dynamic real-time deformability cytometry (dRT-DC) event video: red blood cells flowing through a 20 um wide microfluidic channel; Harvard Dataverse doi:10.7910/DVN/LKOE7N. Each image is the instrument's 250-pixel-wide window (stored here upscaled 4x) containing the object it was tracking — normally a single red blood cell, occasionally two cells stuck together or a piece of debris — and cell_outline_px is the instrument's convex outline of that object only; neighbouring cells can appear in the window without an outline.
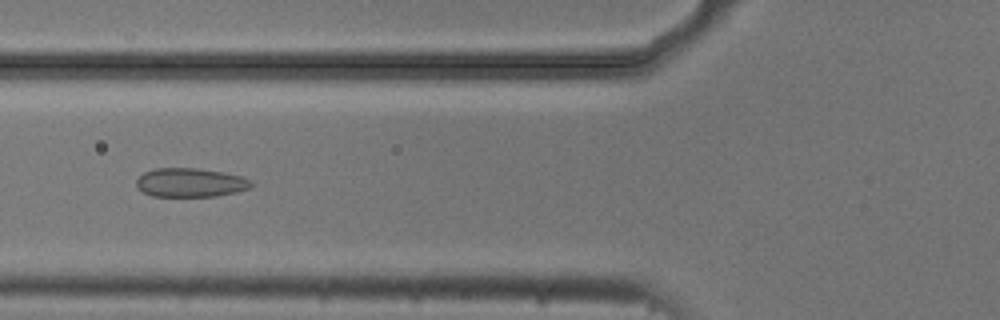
{"species": "common noctule bat (a hibernating species)", "species_latin": "Nyctalus noctula", "temperature_condition": "cold", "stored_images_in_passage": 7, "camera_frame_rate_fps": 3000, "um_per_image_px": 0.085, "animal": {"sex": "male", "body_mass_g": 20.5, "forearm_length_mm": 52.5}, "frame": {"image": 1, "passage_image": 5, "time_ms": 1.333, "image_size_px": [1000, 320], "cell_outline_px": [[252, 184], [248, 188], [236, 192], [216, 196], [152, 196], [136, 188], [136, 180], [144, 172], [152, 168], [200, 168], [224, 172], [240, 176], [252, 180]], "centroid_in_image_um": [16.15, 15.51], "position_along_channel_um": 109.6, "area_um2": 19.42}}
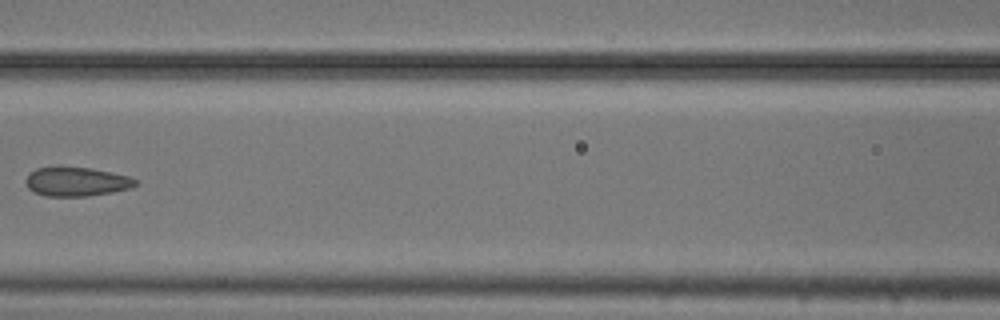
{"frame": {"image": 2, "passage_image": 6, "time_ms": 1.667, "image_size_px": [1000, 320], "cell_outline_px": [[140, 184], [132, 188], [112, 192], [88, 196], [44, 196], [32, 192], [28, 188], [24, 180], [36, 168], [88, 168], [128, 176], [136, 180]], "centroid_in_image_um": [6.51, 15.47], "position_along_channel_um": 160.1, "area_um2": 18.32}}
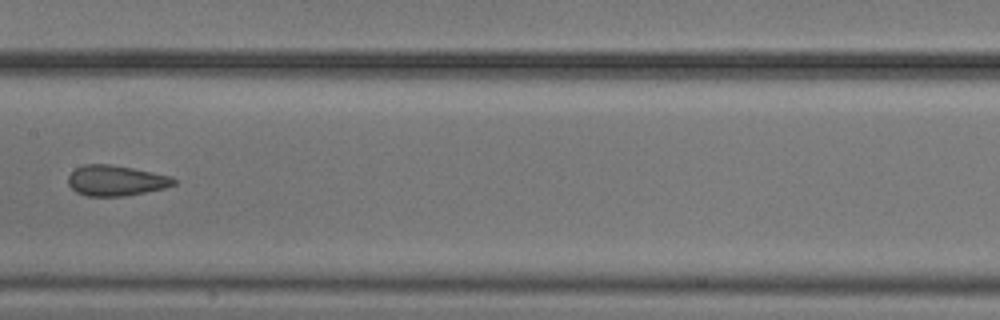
{"frame": {"image": 3, "passage_image": 7, "time_ms": 2.0, "image_size_px": [1000, 320], "cell_outline_px": [[176, 184], [164, 188], [124, 196], [88, 196], [76, 192], [68, 184], [68, 176], [76, 168], [84, 164], [108, 164], [132, 168], [172, 176], [176, 180]], "centroid_in_image_um": [9.85, 15.35], "position_along_channel_um": 197.6, "area_um2": 18.67}}